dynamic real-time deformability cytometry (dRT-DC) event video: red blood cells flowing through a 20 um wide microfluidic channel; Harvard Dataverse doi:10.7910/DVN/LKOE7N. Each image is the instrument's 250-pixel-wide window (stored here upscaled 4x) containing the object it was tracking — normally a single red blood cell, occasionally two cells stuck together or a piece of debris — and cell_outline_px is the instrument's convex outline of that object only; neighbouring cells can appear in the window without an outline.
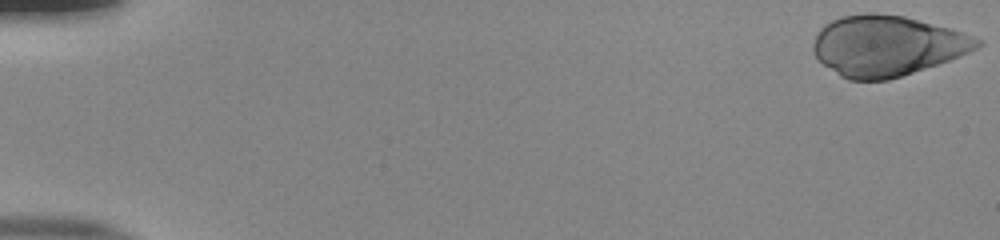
{"species": "human", "species_latin": "Homo sapiens", "temperature_condition": "room temperature", "stored_images_in_passage": 45, "camera_frame_rate_fps": 3000, "um_per_image_px": 0.085, "donor": {"sex": "male"}, "frame": {"image": 1, "passage_image": 1, "time_ms": 0.0, "image_size_px": [1000, 240], "cell_outline_px": [[984, 44], [960, 56], [888, 80], [848, 80], [840, 76], [816, 60], [812, 52], [812, 44], [816, 32], [824, 24], [840, 16], [864, 12], [876, 12], [904, 16], [952, 28], [984, 40]], "centroid_in_image_um": [75.34, 3.87], "position_along_channel_um": 9.7, "area_um2": 58.26}}
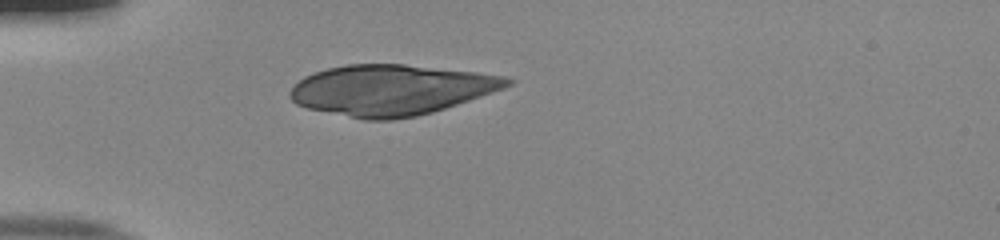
{"frame": {"image": 2, "passage_image": 16, "time_ms": 5.0, "image_size_px": [1000, 240], "cell_outline_px": [[516, 80], [512, 84], [504, 88], [432, 112], [416, 116], [392, 120], [364, 120], [308, 108], [296, 104], [288, 96], [288, 92], [304, 76], [312, 72], [328, 68], [348, 64], [404, 64], [476, 72], [504, 76]], "centroid_in_image_um": [33.22, 7.64], "position_along_channel_um": 51.8, "area_um2": 63.75}}